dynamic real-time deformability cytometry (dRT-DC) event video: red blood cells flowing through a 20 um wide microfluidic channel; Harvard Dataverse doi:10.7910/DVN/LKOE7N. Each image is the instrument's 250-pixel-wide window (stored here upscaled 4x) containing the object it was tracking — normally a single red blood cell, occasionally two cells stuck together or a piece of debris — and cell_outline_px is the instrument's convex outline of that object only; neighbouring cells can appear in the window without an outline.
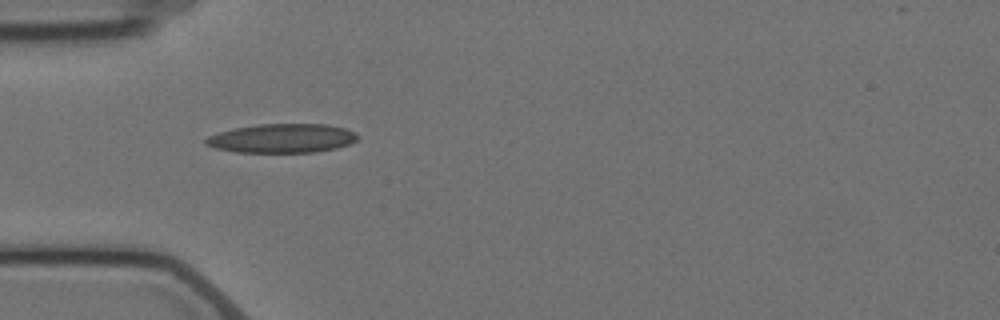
{"species": "Egyptian fruit bat (a non-hibernating species)", "species_latin": "Rousettus aegyptiacus", "temperature_condition": "cold", "stored_images_in_passage": 2, "camera_frame_rate_fps": 3000, "um_per_image_px": 0.085, "animal": {"sex": "female"}, "frame": {"image": 1, "passage_image": 1, "time_ms": 0.0, "image_size_px": [1000, 320], "cell_outline_px": [[360, 136], [356, 140], [348, 144], [336, 148], [316, 152], [236, 152], [216, 148], [204, 144], [204, 140], [208, 136], [232, 128], [256, 124], [328, 124], [344, 128], [356, 132]], "centroid_in_image_um": [23.98, 11.75], "position_along_channel_um": 61.0, "area_um2": 25.78}}
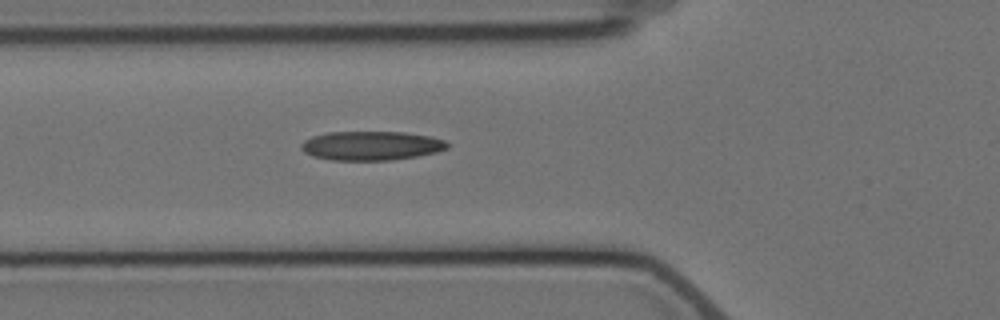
{"frame": {"image": 2, "passage_image": 2, "time_ms": 1.0, "image_size_px": [1000, 320], "cell_outline_px": [[448, 148], [436, 152], [416, 156], [388, 160], [332, 160], [312, 156], [304, 152], [300, 148], [300, 144], [304, 140], [312, 136], [328, 132], [404, 132], [428, 136], [444, 140], [448, 144]], "centroid_in_image_um": [31.51, 12.38], "position_along_channel_um": 94.3, "area_um2": 24.68}}